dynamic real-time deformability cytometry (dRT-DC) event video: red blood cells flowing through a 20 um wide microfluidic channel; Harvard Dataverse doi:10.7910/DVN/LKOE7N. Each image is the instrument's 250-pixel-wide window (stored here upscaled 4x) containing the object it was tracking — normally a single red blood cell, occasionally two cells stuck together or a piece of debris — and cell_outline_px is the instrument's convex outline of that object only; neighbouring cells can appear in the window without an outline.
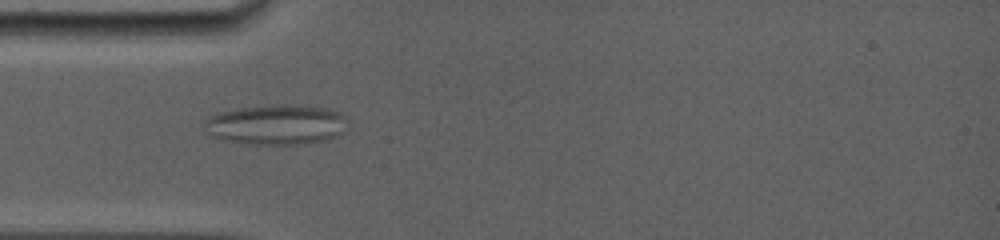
{"species": "common noctule bat (a hibernating species)", "species_latin": "Nyctalus noctula", "temperature_condition": "room temperature", "stored_images_in_passage": 30, "camera_frame_rate_fps": 5000, "um_per_image_px": 0.085, "animal": {"sex": "female", "body_mass_g": 19.0, "forearm_length_mm": 56.7}, "frame": {"image": 1, "passage_image": 11, "time_ms": 4.8, "image_size_px": [1000, 240], "cell_outline_px": [[344, 132], [336, 136], [324, 140], [300, 144], [252, 144], [224, 140], [212, 136], [204, 128], [204, 120], [208, 116], [216, 112], [240, 108], [284, 104], [288, 104], [328, 108], [340, 112], [344, 116]], "centroid_in_image_um": [23.44, 10.58], "position_along_channel_um": 61.6, "area_um2": 33.35}}
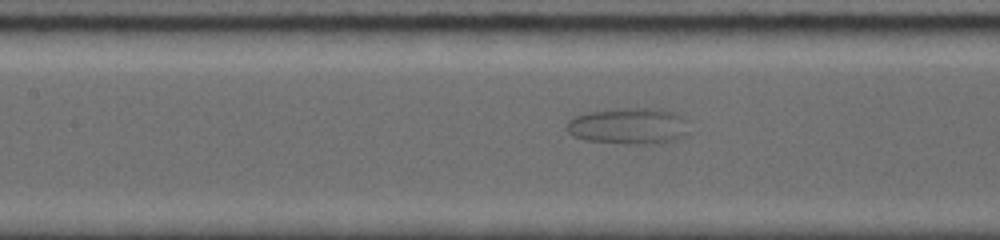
{"frame": {"image": 2, "passage_image": 17, "time_ms": 7.4, "image_size_px": [1000, 240], "cell_outline_px": [[688, 136], [672, 140], [652, 144], [624, 144], [584, 140], [572, 136], [564, 128], [568, 120], [576, 116], [588, 112], [616, 108], [660, 108], [676, 112], [684, 116], [688, 120]], "centroid_in_image_um": [53.47, 10.71], "position_along_channel_um": 153.9, "area_um2": 26.65}}
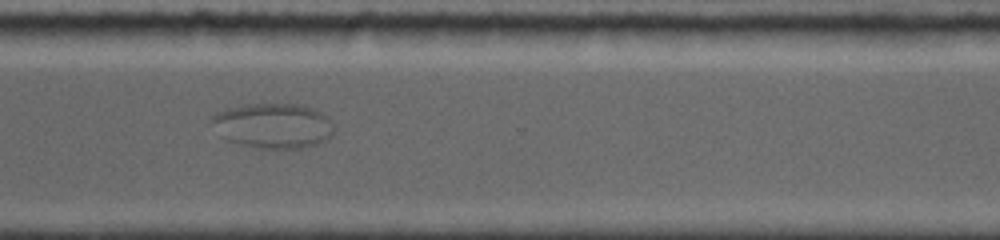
{"frame": {"image": 3, "passage_image": 25, "time_ms": 12.8, "image_size_px": [1000, 240], "cell_outline_px": [[332, 136], [328, 140], [316, 144], [300, 148], [260, 148], [228, 140], [220, 136], [212, 120], [212, 116], [216, 112], [228, 108], [248, 104], [296, 104], [312, 108], [328, 116], [332, 120]], "centroid_in_image_um": [23.25, 10.68], "position_along_channel_um": 347.3, "area_um2": 31.79}}